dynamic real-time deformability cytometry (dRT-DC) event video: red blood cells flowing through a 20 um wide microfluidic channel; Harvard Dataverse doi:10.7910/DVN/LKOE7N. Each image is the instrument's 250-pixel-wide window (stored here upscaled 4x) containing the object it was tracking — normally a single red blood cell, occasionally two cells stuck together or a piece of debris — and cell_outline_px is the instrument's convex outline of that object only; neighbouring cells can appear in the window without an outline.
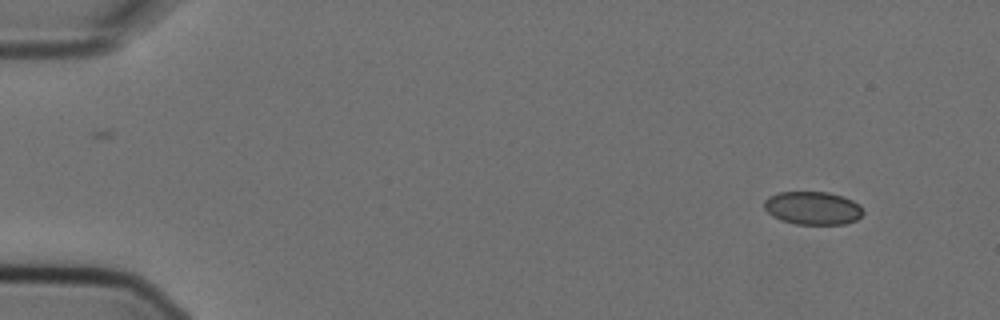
{"species": "Egyptian fruit bat (a non-hibernating species)", "species_latin": "Rousettus aegyptiacus", "temperature_condition": "cold", "stored_images_in_passage": 2, "camera_frame_rate_fps": 3000, "um_per_image_px": 0.085, "animal": {"sex": "female"}, "frame": {"image": 1, "passage_image": 2, "time_ms": 0.333, "image_size_px": [1000, 320], "cell_outline_px": [[864, 212], [856, 220], [844, 224], [796, 224], [780, 220], [772, 216], [764, 208], [764, 200], [768, 196], [780, 192], [828, 192], [852, 200], [860, 204]], "centroid_in_image_um": [69.07, 17.69], "position_along_channel_um": 15.9, "area_um2": 19.13}}